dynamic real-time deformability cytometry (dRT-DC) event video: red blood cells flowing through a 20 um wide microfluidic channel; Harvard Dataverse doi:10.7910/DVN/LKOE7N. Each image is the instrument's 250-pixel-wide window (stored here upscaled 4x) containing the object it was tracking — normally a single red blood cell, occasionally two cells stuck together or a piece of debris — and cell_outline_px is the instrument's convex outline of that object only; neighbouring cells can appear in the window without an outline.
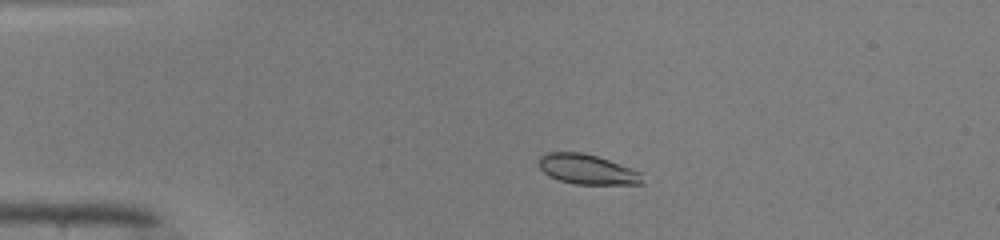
{"species": "common noctule bat (a hibernating species)", "species_latin": "Nyctalus noctula", "temperature_condition": "warm", "stored_images_in_passage": 40, "camera_frame_rate_fps": 3000, "um_per_image_px": 0.085, "animal": {"sex": "male", "body_mass_g": 19.0, "forearm_length_mm": 50.8}, "frame": {"image": 1, "passage_image": 1, "time_ms": 0.0, "image_size_px": [1000, 240], "cell_outline_px": [[644, 184], [576, 184], [560, 180], [548, 176], [540, 168], [540, 156], [548, 152], [580, 152], [596, 156], [608, 160], [640, 172]], "centroid_in_image_um": [49.9, 14.4], "position_along_channel_um": 35.1, "area_um2": 17.74}}
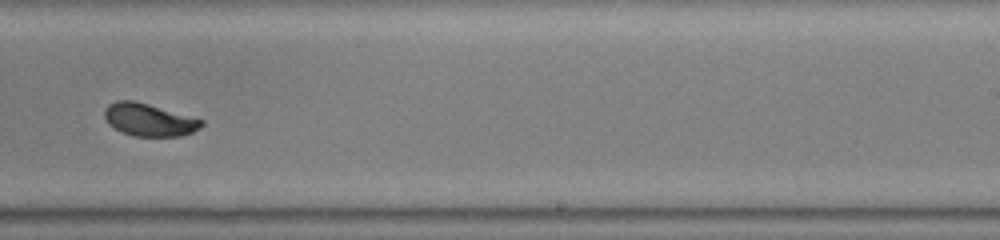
{"frame": {"image": 2, "passage_image": 22, "time_ms": 7.0, "image_size_px": [1000, 240], "cell_outline_px": [[204, 124], [200, 128], [192, 132], [180, 136], [136, 136], [120, 132], [108, 124], [104, 116], [104, 108], [108, 104], [116, 100], [132, 100], [148, 104], [204, 120]], "centroid_in_image_um": [12.64, 10.18], "position_along_channel_um": 276.4, "area_um2": 18.44}}
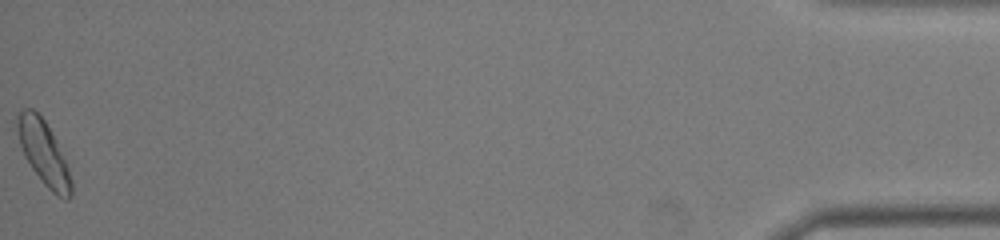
{"frame": {"image": 3, "passage_image": 40, "time_ms": 13.0, "image_size_px": [1000, 240], "cell_outline_px": [[72, 196], [68, 200], [64, 200], [56, 196], [44, 184], [32, 168], [24, 156], [20, 144], [16, 128], [16, 116], [20, 108], [32, 108], [44, 120], [52, 132], [56, 140], [68, 168], [72, 180]], "centroid_in_image_um": [3.7, 12.99], "position_along_channel_um": 431.5, "area_um2": 20.23}, "authors_computed_cell_mechanics": {"area_um2": 18.5249, "velocity_mm_per_s": 4.1262, "shape_relaxation_time_tau1_ms": 5.1274, "shape_relaxation_time_tau2_ms": null, "deformation_change_tau1": 0.1862, "deformation_change_tau2": null}}